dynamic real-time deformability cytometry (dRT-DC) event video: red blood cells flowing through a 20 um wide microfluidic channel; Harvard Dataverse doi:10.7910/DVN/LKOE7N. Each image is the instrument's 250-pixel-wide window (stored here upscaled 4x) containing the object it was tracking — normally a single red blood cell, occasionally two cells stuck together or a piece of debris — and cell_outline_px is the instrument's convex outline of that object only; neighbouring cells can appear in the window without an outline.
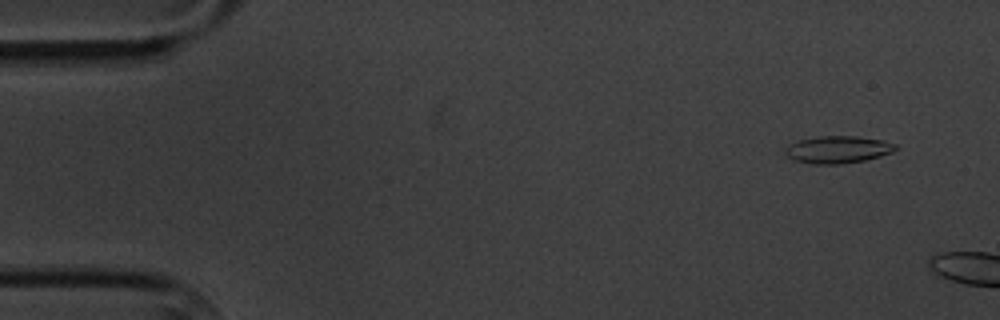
{"species": "common noctule bat (a hibernating species)", "species_latin": "Nyctalus noctula", "temperature_condition": "cold", "stored_images_in_passage": 2, "camera_frame_rate_fps": 3000, "um_per_image_px": 0.085, "animal": {"sex": "male", "body_mass_g": 20.1, "forearm_length_mm": 53.5}, "frame": {"image": 1, "passage_image": 1, "time_ms": 0.0, "image_size_px": [1000, 320], "cell_outline_px": [[896, 148], [892, 152], [880, 156], [864, 160], [840, 164], [812, 164], [792, 160], [784, 152], [784, 148], [788, 144], [800, 140], [820, 136], [856, 136], [880, 140], [896, 144]], "centroid_in_image_um": [71.16, 12.72], "position_along_channel_um": 13.8, "area_um2": 17.46}}